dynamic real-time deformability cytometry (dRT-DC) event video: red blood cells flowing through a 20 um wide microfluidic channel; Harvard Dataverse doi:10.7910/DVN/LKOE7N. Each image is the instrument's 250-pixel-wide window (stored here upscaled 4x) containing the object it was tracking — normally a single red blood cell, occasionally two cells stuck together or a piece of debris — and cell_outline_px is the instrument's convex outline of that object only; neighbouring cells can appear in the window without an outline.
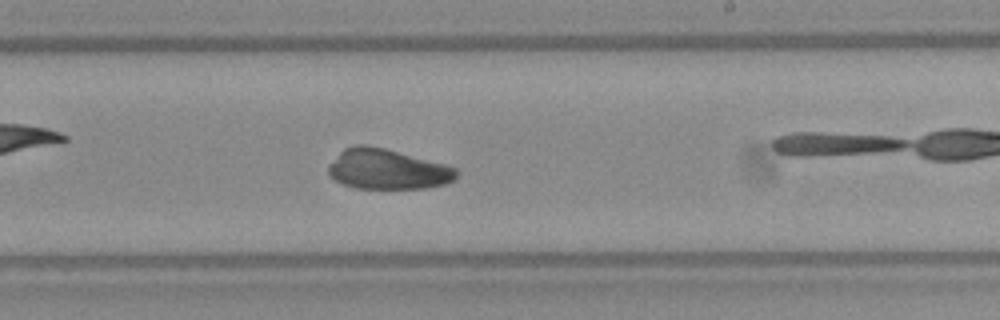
{"species": "Egyptian fruit bat (a non-hibernating species)", "species_latin": "Rousettus aegyptiacus", "temperature_condition": "warm", "stored_images_in_passage": 52, "camera_frame_rate_fps": 3000, "um_per_image_px": 0.085, "frame": {"image": 1, "passage_image": 30, "time_ms": 9.667, "image_size_px": [1000, 320], "cell_outline_px": [[460, 172], [456, 180], [448, 184], [428, 188], [356, 188], [344, 184], [328, 176], [328, 164], [344, 148], [356, 144], [368, 144], [384, 148], [444, 164], [456, 168]], "centroid_in_image_um": [32.95, 14.38], "position_along_channel_um": 256.1, "area_um2": 30.23}}